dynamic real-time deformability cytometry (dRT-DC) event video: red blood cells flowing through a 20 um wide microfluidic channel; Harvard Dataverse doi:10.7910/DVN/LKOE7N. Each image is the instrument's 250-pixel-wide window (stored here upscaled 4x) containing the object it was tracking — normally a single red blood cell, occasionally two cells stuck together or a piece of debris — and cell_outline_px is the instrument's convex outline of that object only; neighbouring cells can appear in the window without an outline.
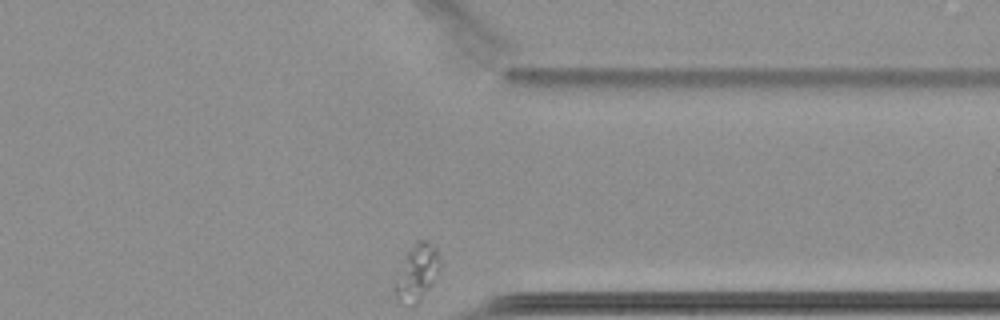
{"species": "common noctule bat (a hibernating species)", "species_latin": "Nyctalus noctula", "temperature_condition": "cold", "stored_images_in_passage": 31, "camera_frame_rate_fps": 3000, "um_per_image_px": 0.085, "animal": {"sex": "female", "body_mass_g": 22.7, "forearm_length_mm": 54.2}, "frame": {"image": 1, "passage_image": 31, "time_ms": 10.0, "image_size_px": [1000, 320], "cell_outline_px": [[440, 268], [432, 284], [420, 300], [416, 304], [412, 304], [396, 300], [392, 288], [408, 252], [416, 240], [428, 240], [436, 248], [440, 260]], "centroid_in_image_um": [35.45, 23.17], "position_along_channel_um": 376.0, "area_um2": 14.51}}